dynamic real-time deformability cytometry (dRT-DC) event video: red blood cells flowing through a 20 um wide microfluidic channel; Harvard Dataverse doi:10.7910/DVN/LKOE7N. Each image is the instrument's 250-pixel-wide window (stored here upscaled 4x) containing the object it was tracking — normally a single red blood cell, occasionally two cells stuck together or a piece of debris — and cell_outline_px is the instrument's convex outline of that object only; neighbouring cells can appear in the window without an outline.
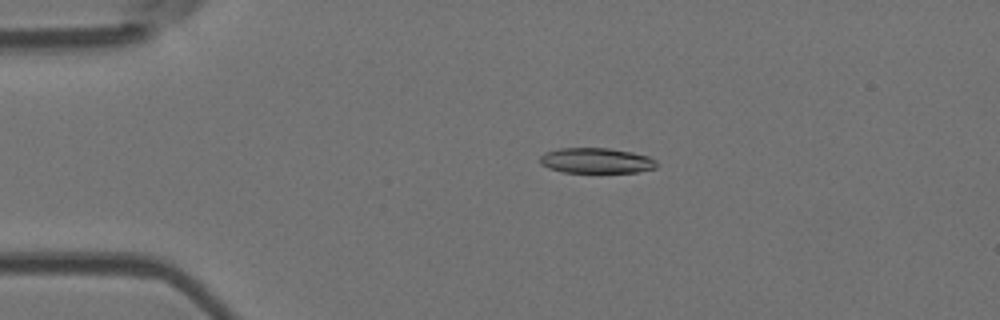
{"species": "Egyptian fruit bat (a non-hibernating species)", "species_latin": "Rousettus aegyptiacus", "temperature_condition": "room temperature", "stored_images_in_passage": 47, "camera_frame_rate_fps": 3000, "um_per_image_px": 0.085, "animal": {"sex": "female"}, "frame": {"image": 1, "passage_image": 8, "time_ms": 2.333, "image_size_px": [1000, 320], "cell_outline_px": [[656, 168], [636, 172], [564, 172], [548, 168], [540, 164], [540, 156], [544, 152], [560, 148], [608, 148], [632, 152], [648, 156], [656, 160]], "centroid_in_image_um": [50.66, 13.65], "position_along_channel_um": 34.3, "area_um2": 17.22}}
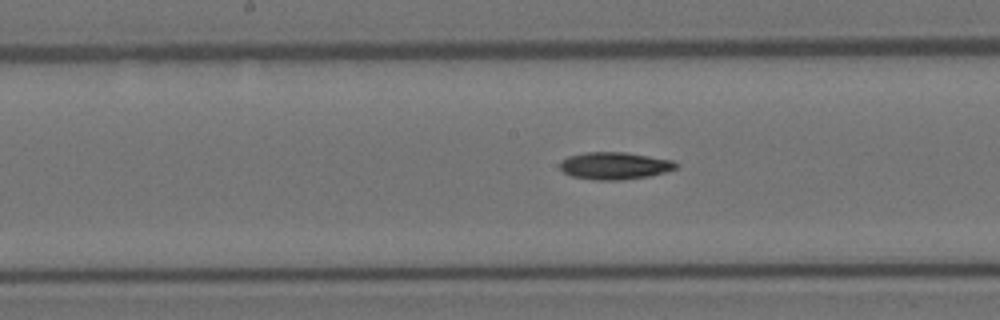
{"frame": {"image": 2, "passage_image": 24, "time_ms": 7.667, "image_size_px": [1000, 320], "cell_outline_px": [[680, 164], [676, 168], [652, 176], [620, 180], [592, 180], [572, 176], [564, 172], [560, 168], [560, 160], [568, 156], [584, 152], [624, 152], [672, 160]], "centroid_in_image_um": [52.23, 14.09], "position_along_channel_um": 196.0, "area_um2": 18.55}}
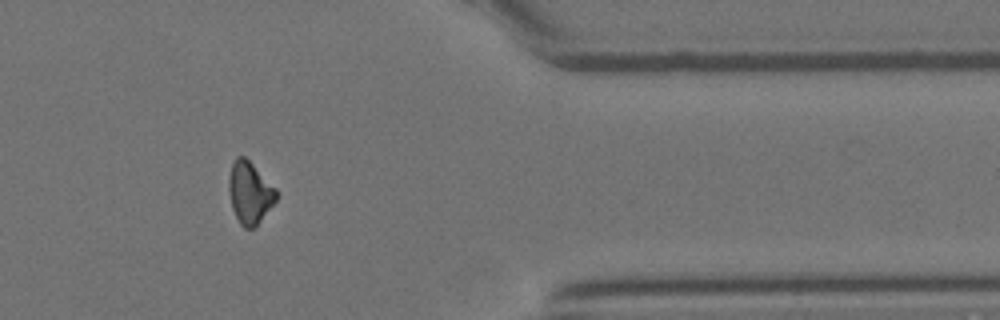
{"frame": {"image": 3, "passage_image": 41, "time_ms": 13.333, "image_size_px": [1000, 320], "cell_outline_px": [[276, 200], [260, 220], [252, 228], [244, 228], [240, 224], [232, 208], [228, 192], [228, 180], [232, 164], [236, 156], [244, 156], [276, 188]], "centroid_in_image_um": [21.2, 16.36], "position_along_channel_um": 390.2, "area_um2": 16.82}, "authors_computed_cell_mechanics": {"area_um2": 17.8602, "velocity_mm_per_s": 3.799, "shape_relaxation_time_tau1_ms": 8.2001, "shape_relaxation_time_tau2_ms": null, "deformation_change_tau1": 0.168, "deformation_change_tau2": null}}